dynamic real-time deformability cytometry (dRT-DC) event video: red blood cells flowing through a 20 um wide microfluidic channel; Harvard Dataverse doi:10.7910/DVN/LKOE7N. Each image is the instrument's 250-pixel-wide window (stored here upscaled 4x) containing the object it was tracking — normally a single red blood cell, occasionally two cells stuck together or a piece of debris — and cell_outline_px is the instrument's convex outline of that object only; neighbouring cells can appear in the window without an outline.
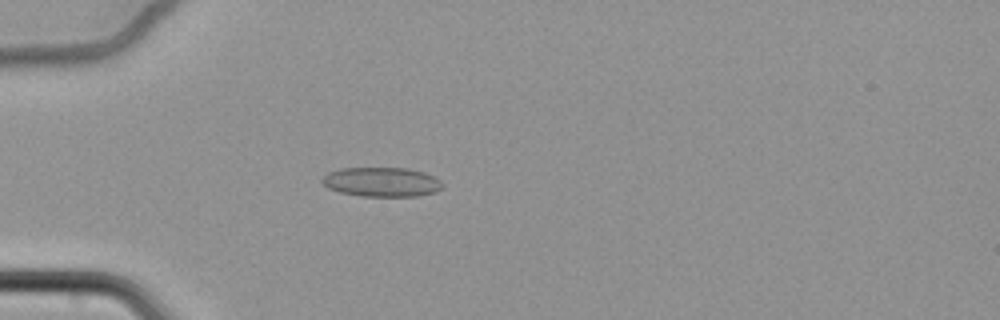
{"species": "common noctule bat (a hibernating species)", "species_latin": "Nyctalus noctula", "temperature_condition": "cold", "stored_images_in_passage": 58, "camera_frame_rate_fps": 3000, "um_per_image_px": 0.085, "animal": {"sex": "female", "body_mass_g": 22.7, "forearm_length_mm": 54.2}, "frame": {"image": 1, "passage_image": 15, "time_ms": 4.667, "image_size_px": [1000, 320], "cell_outline_px": [[444, 184], [436, 192], [416, 196], [360, 196], [340, 192], [328, 188], [320, 180], [328, 172], [340, 168], [408, 168], [424, 172], [440, 180]], "centroid_in_image_um": [32.43, 15.46], "position_along_channel_um": 52.6, "area_um2": 20.63}}
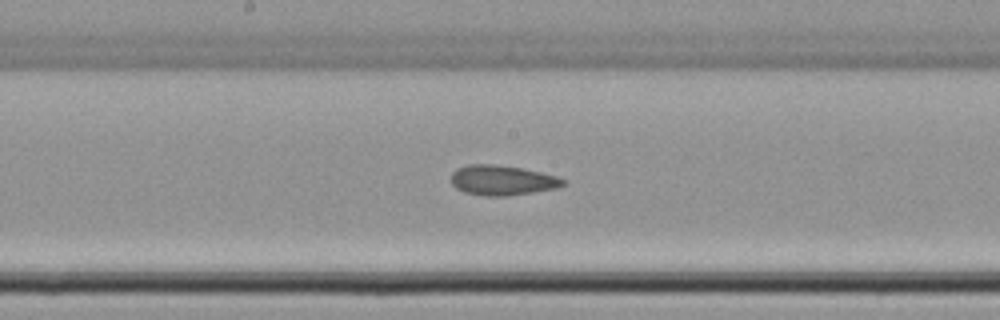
{"frame": {"image": 2, "passage_image": 30, "time_ms": 9.667, "image_size_px": [1000, 320], "cell_outline_px": [[564, 184], [556, 188], [532, 192], [504, 196], [484, 196], [464, 192], [456, 188], [452, 184], [452, 172], [456, 168], [468, 164], [492, 164], [520, 168], [540, 172], [556, 176], [564, 180]], "centroid_in_image_um": [42.63, 15.32], "position_along_channel_um": 205.6, "area_um2": 19.36}}
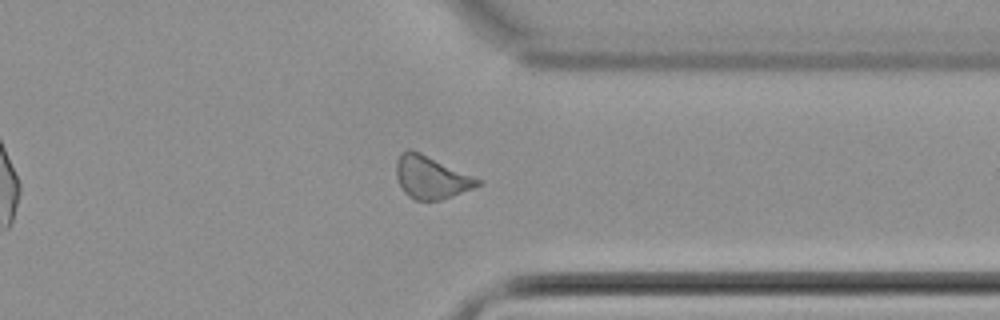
{"frame": {"image": 3, "passage_image": 45, "time_ms": 14.667, "image_size_px": [1000, 320], "cell_outline_px": [[484, 184], [452, 196], [440, 200], [416, 200], [408, 196], [404, 192], [396, 176], [396, 160], [400, 152], [408, 148], [420, 152], [484, 180]], "centroid_in_image_um": [36.67, 15.06], "position_along_channel_um": 374.7, "area_um2": 20.52}, "authors_computed_cell_mechanics": {"area_um2": 20.0566, "velocity_mm_per_s": 3.4162, "shape_relaxation_time_tau1_ms": null, "shape_relaxation_time_tau2_ms": 3.7447, "deformation_change_tau1": null, "deformation_change_tau2": 0.0981}}